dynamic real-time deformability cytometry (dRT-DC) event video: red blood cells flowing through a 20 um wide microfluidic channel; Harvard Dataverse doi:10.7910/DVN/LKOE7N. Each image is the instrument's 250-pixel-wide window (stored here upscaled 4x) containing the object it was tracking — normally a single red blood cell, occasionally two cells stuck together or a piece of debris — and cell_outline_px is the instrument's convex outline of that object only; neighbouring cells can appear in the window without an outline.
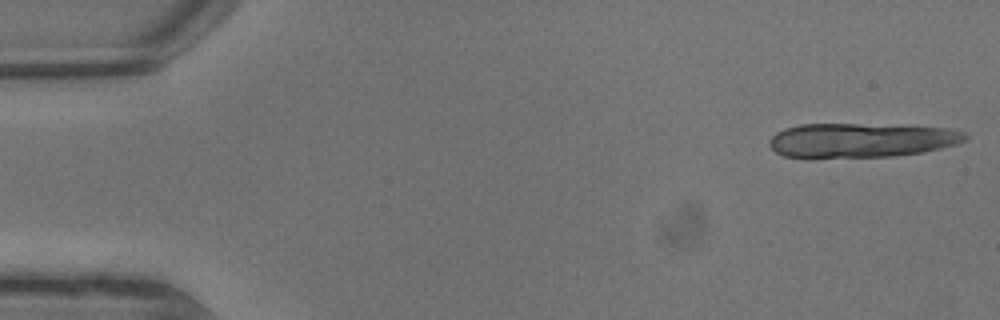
{"species": "common noctule bat (a hibernating species)", "species_latin": "Nyctalus noctula", "temperature_condition": "warm", "stored_images_in_passage": 6, "camera_frame_rate_fps": 3000, "um_per_image_px": 0.085, "animal": {"sex": "male", "body_mass_g": 13.3}, "frame": {"image": 1, "passage_image": 1, "time_ms": 0.0, "image_size_px": [1000, 320], "cell_outline_px": [[968, 140], [956, 144], [924, 152], [896, 156], [784, 156], [776, 152], [768, 144], [768, 140], [776, 132], [784, 128], [800, 124], [860, 124], [948, 128], [964, 132], [968, 136]], "centroid_in_image_um": [73.22, 11.9], "position_along_channel_um": 11.8, "area_um2": 38.67}}
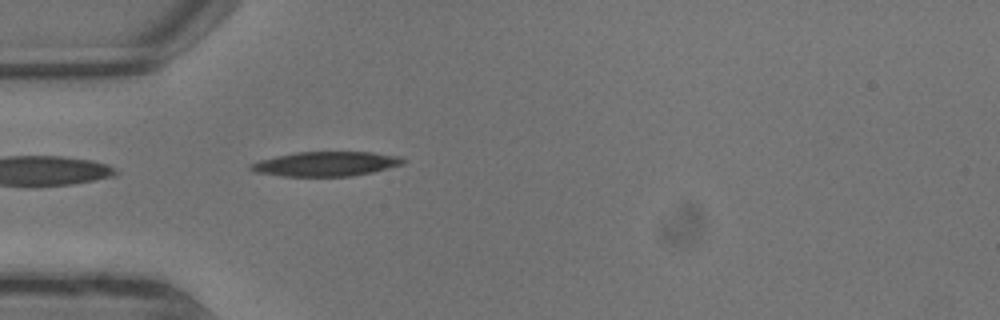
{"frame": {"image": 2, "passage_image": 6, "time_ms": 1.667, "image_size_px": [1000, 320], "cell_outline_px": [[404, 164], [372, 172], [352, 176], [280, 176], [256, 172], [248, 168], [252, 164], [260, 160], [276, 156], [296, 152], [372, 152], [400, 156], [404, 160]], "centroid_in_image_um": [27.72, 13.93], "position_along_channel_um": 57.3, "area_um2": 21.68}}